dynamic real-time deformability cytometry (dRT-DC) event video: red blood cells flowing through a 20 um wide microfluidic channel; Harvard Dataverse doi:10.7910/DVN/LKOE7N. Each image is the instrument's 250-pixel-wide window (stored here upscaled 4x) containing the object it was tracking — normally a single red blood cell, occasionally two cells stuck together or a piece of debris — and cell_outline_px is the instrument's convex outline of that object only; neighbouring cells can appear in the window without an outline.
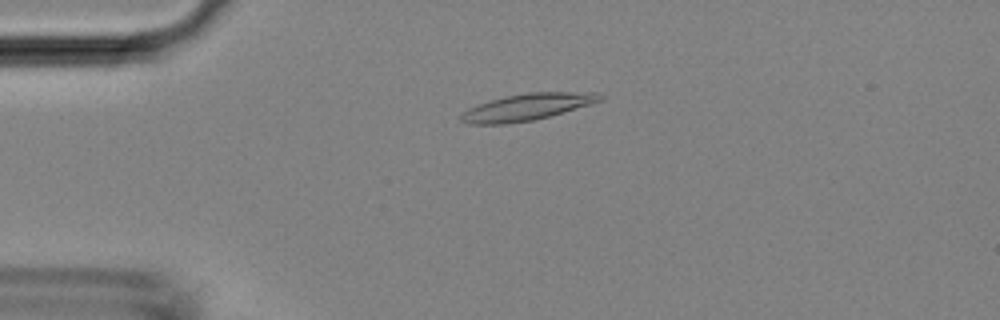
{"species": "Egyptian fruit bat (a non-hibernating species)", "species_latin": "Rousettus aegyptiacus", "temperature_condition": "room temperature", "stored_images_in_passage": 46, "camera_frame_rate_fps": 3000, "um_per_image_px": 0.085, "animal": {"sex": "female"}, "frame": {"image": 1, "passage_image": 11, "time_ms": 3.333, "image_size_px": [1000, 320], "cell_outline_px": [[604, 96], [600, 100], [592, 104], [548, 116], [532, 120], [504, 124], [468, 124], [460, 120], [460, 116], [468, 108], [488, 100], [504, 96], [528, 92], [600, 92]], "centroid_in_image_um": [44.79, 9.08], "position_along_channel_um": 40.2, "area_um2": 21.62}}
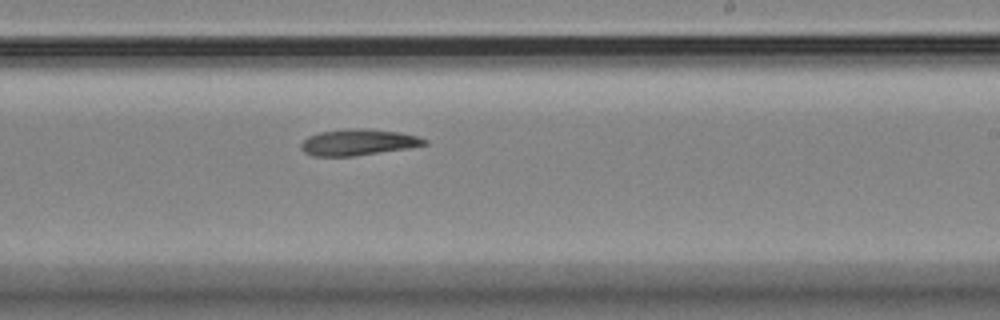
{"frame": {"image": 2, "passage_image": 28, "time_ms": 9.0, "image_size_px": [1000, 320], "cell_outline_px": [[428, 144], [408, 148], [356, 156], [312, 156], [304, 152], [300, 148], [300, 144], [308, 136], [320, 132], [352, 128], [364, 128], [400, 132], [416, 136], [428, 140]], "centroid_in_image_um": [30.44, 12.09], "position_along_channel_um": 258.6, "area_um2": 18.9}}
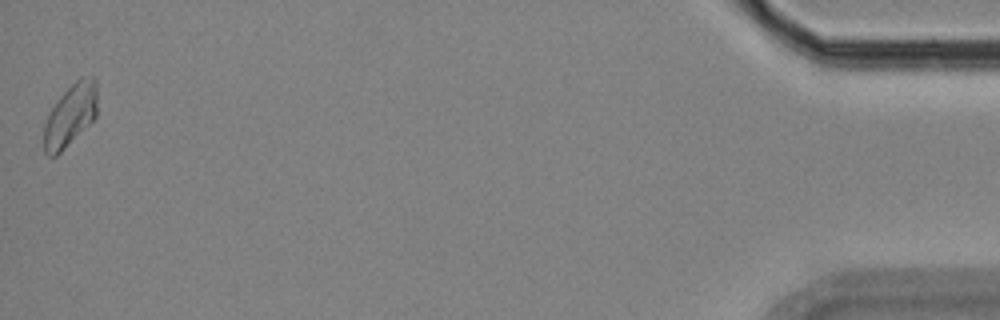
{"frame": {"image": 3, "passage_image": 46, "time_ms": 15.0, "image_size_px": [1000, 320], "cell_outline_px": [[96, 116], [56, 156], [48, 156], [44, 152], [44, 124], [52, 108], [60, 96], [80, 76], [92, 76], [96, 80]], "centroid_in_image_um": [5.97, 9.77], "position_along_channel_um": 429.2, "area_um2": 18.9}}